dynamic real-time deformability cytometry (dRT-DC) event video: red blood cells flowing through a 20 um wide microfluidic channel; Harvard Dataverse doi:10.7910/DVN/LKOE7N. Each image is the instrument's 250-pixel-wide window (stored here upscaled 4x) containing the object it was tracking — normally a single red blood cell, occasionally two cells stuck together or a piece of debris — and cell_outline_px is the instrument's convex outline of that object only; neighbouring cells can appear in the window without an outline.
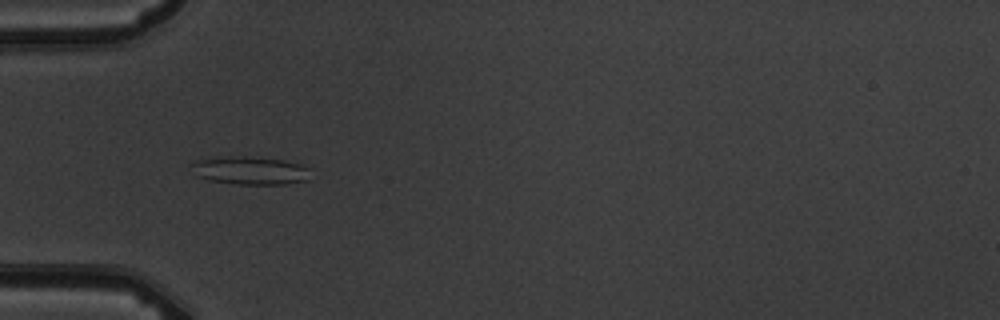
{"species": "common noctule bat (a hibernating species)", "species_latin": "Nyctalus noctula", "temperature_condition": "warm", "stored_images_in_passage": 2, "camera_frame_rate_fps": 3000, "um_per_image_px": 0.085, "animal": {"sex": "male", "body_mass_g": 19.5, "forearm_length_mm": 54.6}, "frame": {"image": 1, "passage_image": 1, "time_ms": 0.0, "image_size_px": [1000, 320], "cell_outline_px": [[308, 180], [284, 184], [236, 184], [208, 180], [196, 176], [192, 164], [196, 160], [228, 156], [244, 156], [284, 160], [300, 164], [308, 168]], "centroid_in_image_um": [21.25, 14.49], "position_along_channel_um": 63.7, "area_um2": 19.31}}
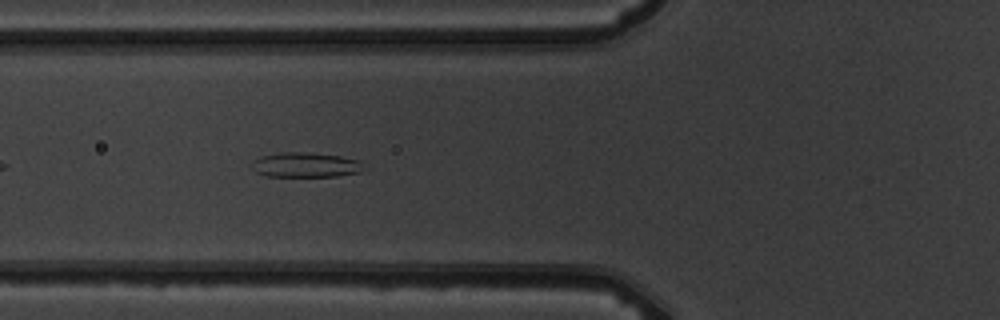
{"frame": {"image": 2, "passage_image": 2, "time_ms": 1.0, "image_size_px": [1000, 320], "cell_outline_px": [[368, 168], [360, 172], [340, 176], [264, 176], [256, 172], [248, 164], [252, 160], [260, 156], [280, 152], [300, 152], [340, 156], [360, 160]], "centroid_in_image_um": [25.97, 14.02], "position_along_channel_um": 99.8, "area_um2": 16.53}}